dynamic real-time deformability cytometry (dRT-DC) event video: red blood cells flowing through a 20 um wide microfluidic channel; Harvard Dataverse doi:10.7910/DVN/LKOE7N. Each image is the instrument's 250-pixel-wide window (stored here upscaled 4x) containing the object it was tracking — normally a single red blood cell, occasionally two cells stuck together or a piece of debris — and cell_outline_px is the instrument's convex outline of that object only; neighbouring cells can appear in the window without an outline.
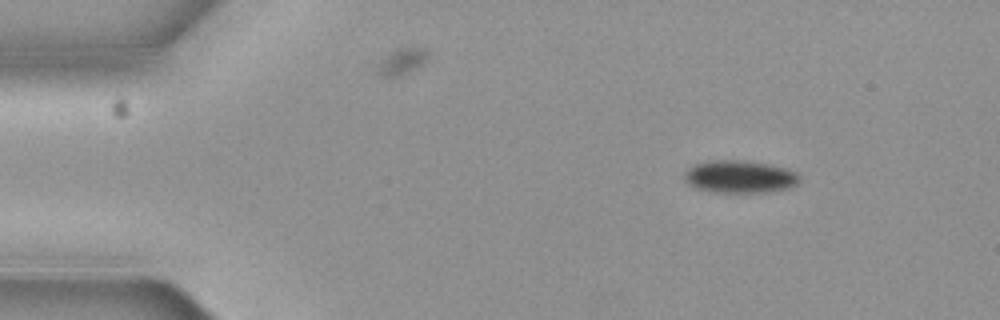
{"species": "common noctule bat (a hibernating species)", "species_latin": "Nyctalus noctula", "temperature_condition": "cold", "stored_images_in_passage": 7, "camera_frame_rate_fps": 3000, "um_per_image_px": 0.085, "animal": {"sex": "female", "body_mass_g": 19.3, "forearm_length_mm": 54.1}, "frame": {"image": 1, "passage_image": 1, "time_ms": 0.0, "image_size_px": [1000, 320], "cell_outline_px": [[800, 180], [796, 184], [788, 188], [764, 192], [716, 192], [696, 188], [688, 184], [684, 176], [684, 172], [692, 164], [708, 160], [752, 160], [772, 164], [788, 168], [796, 172], [800, 176]], "centroid_in_image_um": [62.88, 14.99], "position_along_channel_um": 22.1, "area_um2": 22.2}}
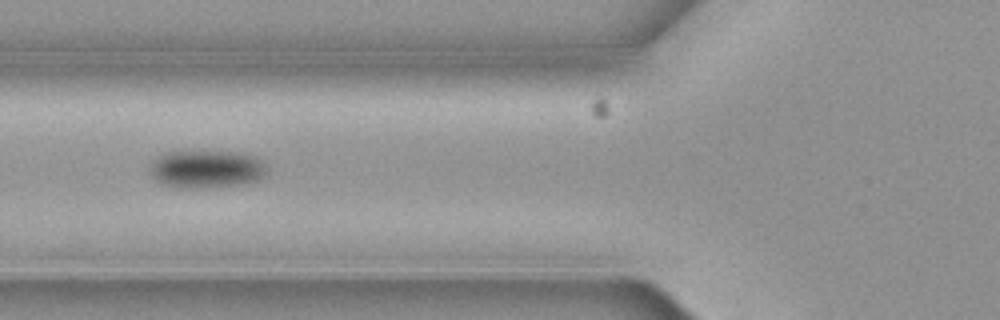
{"frame": {"image": 2, "passage_image": 5, "time_ms": 1.333, "image_size_px": [1000, 320], "cell_outline_px": [[268, 168], [264, 176], [256, 180], [244, 184], [208, 188], [180, 188], [160, 184], [152, 176], [148, 168], [148, 164], [160, 156], [168, 152], [192, 148], [244, 152], [256, 156]], "centroid_in_image_um": [17.53, 14.32], "position_along_channel_um": 108.3, "area_um2": 27.17}}
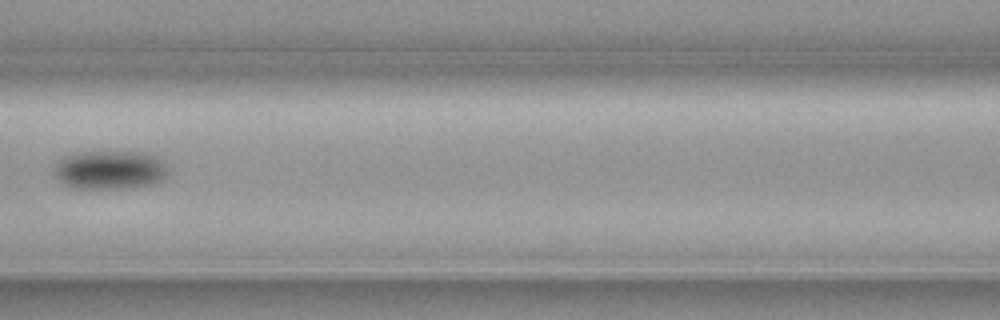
{"frame": {"image": 3, "passage_image": 6, "time_ms": 1.667, "image_size_px": [1000, 320], "cell_outline_px": [[168, 172], [160, 180], [152, 184], [128, 188], [72, 188], [64, 184], [56, 176], [56, 164], [64, 156], [76, 152], [100, 148], [144, 152], [156, 156], [168, 168]], "centroid_in_image_um": [9.33, 14.37], "position_along_channel_um": 157.3, "area_um2": 26.47}}